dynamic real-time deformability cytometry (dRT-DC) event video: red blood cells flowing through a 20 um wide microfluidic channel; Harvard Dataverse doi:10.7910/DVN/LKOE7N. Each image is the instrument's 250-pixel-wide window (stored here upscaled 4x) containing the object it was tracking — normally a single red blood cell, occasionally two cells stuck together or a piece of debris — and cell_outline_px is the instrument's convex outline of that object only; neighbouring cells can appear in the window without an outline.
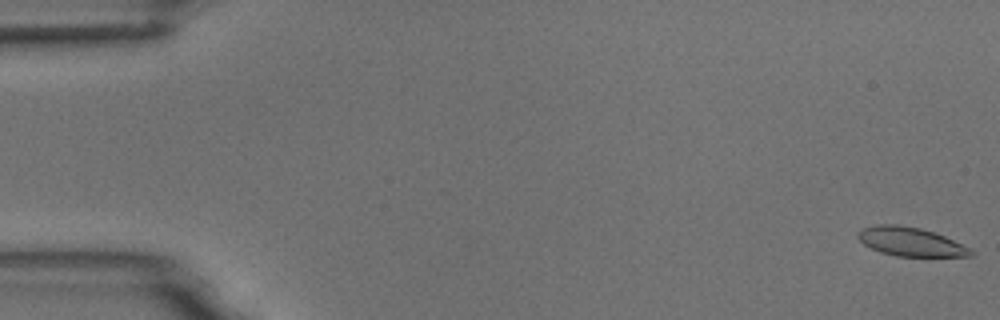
{"species": "common noctule bat (a hibernating species)", "species_latin": "Nyctalus noctula", "temperature_condition": "room temperature", "stored_images_in_passage": 6, "camera_frame_rate_fps": 3000, "um_per_image_px": 0.085, "animal": {"sex": "male", "body_mass_g": 18.8}, "frame": {"image": 1, "passage_image": 1, "time_ms": 0.0, "image_size_px": [1000, 320], "cell_outline_px": [[976, 252], [972, 256], [896, 256], [880, 252], [864, 244], [856, 236], [856, 232], [864, 228], [876, 224], [900, 224], [920, 228], [944, 236]], "centroid_in_image_um": [77.35, 20.54], "position_along_channel_um": 7.6, "area_um2": 18.79}}
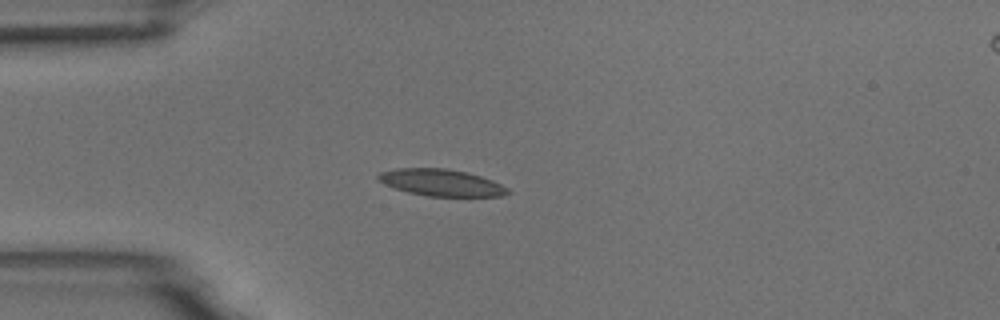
{"frame": {"image": 2, "passage_image": 5, "time_ms": 4.667, "image_size_px": [1000, 320], "cell_outline_px": [[512, 192], [500, 196], [428, 196], [408, 192], [384, 184], [376, 180], [376, 176], [380, 172], [396, 168], [448, 168], [468, 172], [492, 180], [508, 188]], "centroid_in_image_um": [37.49, 15.51], "position_along_channel_um": 47.5, "area_um2": 20.29}}